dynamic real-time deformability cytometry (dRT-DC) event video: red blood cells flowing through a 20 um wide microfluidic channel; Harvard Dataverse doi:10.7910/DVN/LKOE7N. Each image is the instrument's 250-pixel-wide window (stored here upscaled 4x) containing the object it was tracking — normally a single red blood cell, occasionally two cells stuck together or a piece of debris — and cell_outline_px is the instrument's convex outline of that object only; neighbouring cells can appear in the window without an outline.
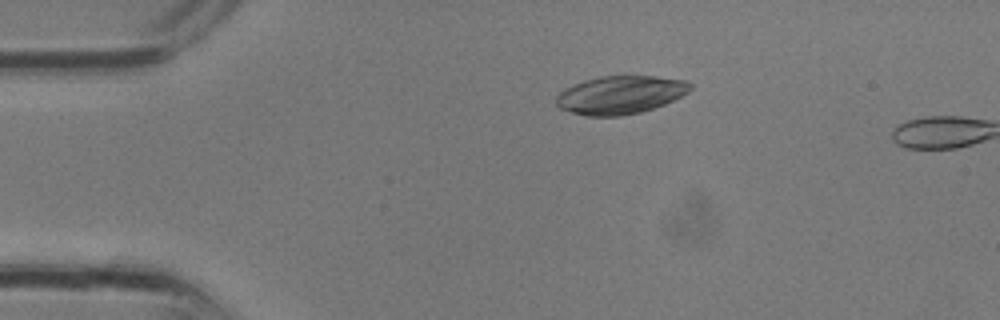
{"species": "common noctule bat (a hibernating species)", "species_latin": "Nyctalus noctula", "temperature_condition": "room temperature", "stored_images_in_passage": 7, "camera_frame_rate_fps": 3000, "um_per_image_px": 0.085, "animal": {"sex": "male", "body_mass_g": 13.3}, "frame": {"image": 1, "passage_image": 6, "time_ms": 1.667, "image_size_px": [1000, 320], "cell_outline_px": [[692, 88], [688, 92], [664, 104], [640, 112], [620, 116], [584, 116], [560, 108], [556, 104], [556, 96], [564, 88], [572, 84], [584, 80], [600, 76], [652, 76], [684, 80], [692, 84]], "centroid_in_image_um": [52.69, 8.06], "position_along_channel_um": 32.3, "area_um2": 29.71}}